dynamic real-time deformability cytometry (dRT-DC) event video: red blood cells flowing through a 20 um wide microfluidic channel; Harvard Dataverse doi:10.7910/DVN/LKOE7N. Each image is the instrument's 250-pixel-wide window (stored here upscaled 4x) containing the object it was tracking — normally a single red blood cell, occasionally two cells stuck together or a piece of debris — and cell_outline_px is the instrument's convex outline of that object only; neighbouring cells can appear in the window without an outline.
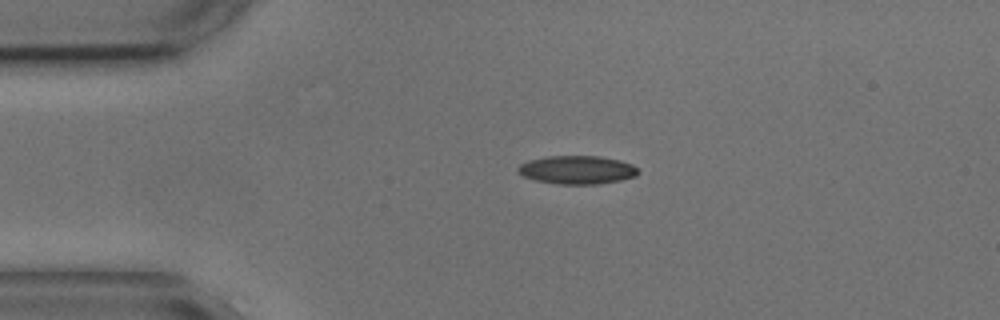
{"species": "common noctule bat (a hibernating species)", "species_latin": "Nyctalus noctula", "temperature_condition": "cold", "stored_images_in_passage": 45, "camera_frame_rate_fps": 3000, "um_per_image_px": 0.085, "animal": {"sex": "male", "body_mass_g": 17.9, "forearm_length_mm": 54.2}, "frame": {"image": 1, "passage_image": 1, "time_ms": 0.0, "image_size_px": [1000, 320], "cell_outline_px": [[640, 172], [636, 176], [620, 180], [600, 184], [560, 184], [536, 180], [524, 176], [516, 168], [520, 164], [528, 160], [548, 156], [600, 156], [620, 160], [632, 164]], "centroid_in_image_um": [49.08, 14.43], "position_along_channel_um": 35.9, "area_um2": 19.83}}
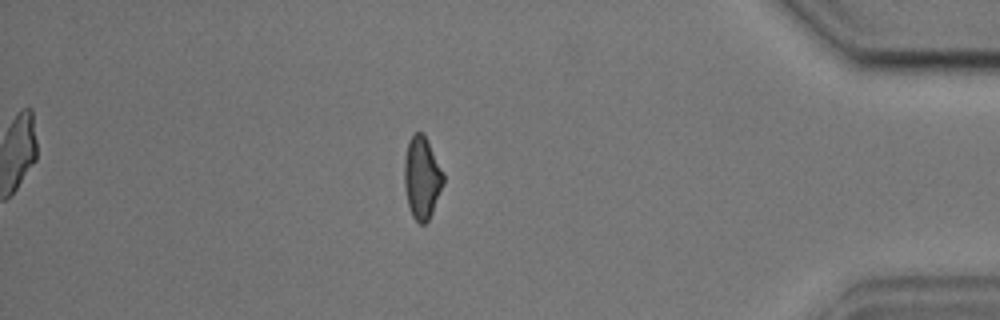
{"frame": {"image": 2, "passage_image": 37, "time_ms": 12.0, "image_size_px": [1000, 320], "cell_outline_px": [[444, 184], [432, 212], [428, 220], [424, 224], [420, 224], [412, 216], [408, 204], [404, 184], [404, 160], [408, 144], [412, 136], [416, 132], [424, 132], [444, 176]], "centroid_in_image_um": [35.86, 15.11], "position_along_channel_um": 399.3, "area_um2": 18.5}}
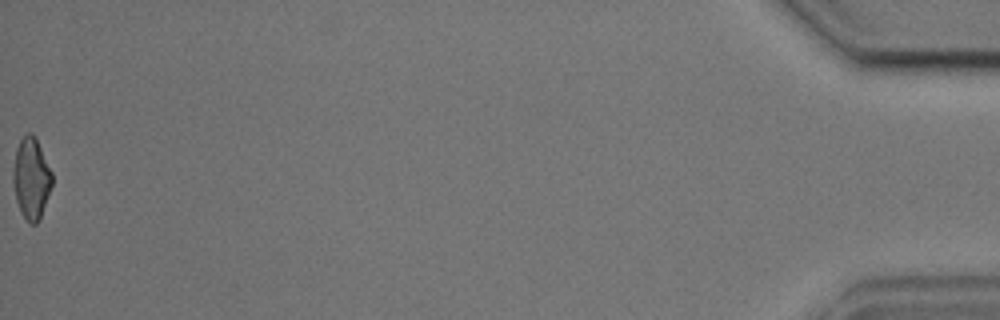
{"frame": {"image": 3, "passage_image": 45, "time_ms": 14.667, "image_size_px": [1000, 320], "cell_outline_px": [[52, 184], [40, 220], [36, 224], [28, 224], [20, 212], [16, 200], [12, 180], [12, 172], [16, 148], [24, 132], [32, 132], [36, 136], [52, 172]], "centroid_in_image_um": [2.64, 15.14], "position_along_channel_um": 432.6, "area_um2": 18.9}, "authors_computed_cell_mechanics": {"area_um2": 19.2474, "velocity_mm_per_s": 3.6005, "shape_relaxation_time_tau1_ms": 3.2177, "shape_relaxation_time_tau2_ms": 3.0414, "deformation_change_tau1": 0.1329, "deformation_change_tau2": 0.1166}}